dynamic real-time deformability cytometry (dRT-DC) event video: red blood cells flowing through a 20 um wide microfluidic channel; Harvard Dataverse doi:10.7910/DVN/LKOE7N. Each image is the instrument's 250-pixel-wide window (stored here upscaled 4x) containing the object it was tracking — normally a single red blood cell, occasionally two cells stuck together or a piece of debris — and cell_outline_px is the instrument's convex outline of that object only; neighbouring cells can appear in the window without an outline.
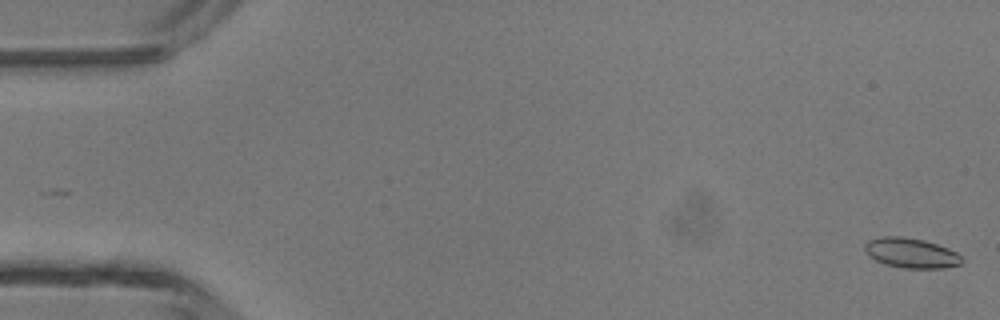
{"species": "common noctule bat (a hibernating species)", "species_latin": "Nyctalus noctula", "temperature_condition": "room temperature", "stored_images_in_passage": 48, "camera_frame_rate_fps": 3000, "um_per_image_px": 0.085, "animal": {"sex": "male", "body_mass_g": 13.3}, "frame": {"image": 1, "passage_image": 1, "time_ms": 0.0, "image_size_px": [1000, 320], "cell_outline_px": [[964, 260], [960, 264], [944, 268], [904, 268], [884, 264], [876, 260], [864, 248], [864, 244], [868, 240], [880, 236], [904, 236], [924, 240], [948, 248], [956, 252]], "centroid_in_image_um": [77.45, 21.49], "position_along_channel_um": 7.5, "area_um2": 16.88}}
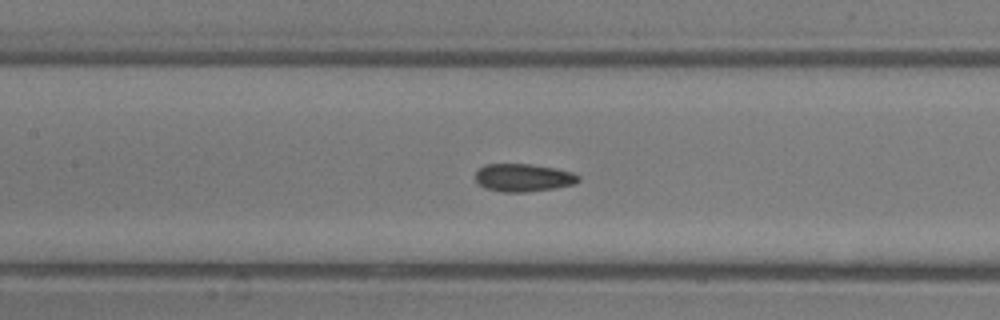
{"frame": {"image": 2, "passage_image": 22, "time_ms": 7.0, "image_size_px": [1000, 320], "cell_outline_px": [[580, 180], [576, 184], [556, 188], [528, 192], [500, 192], [484, 188], [476, 184], [476, 172], [484, 164], [528, 164], [556, 168], [572, 172], [580, 176]], "centroid_in_image_um": [44.48, 15.11], "position_along_channel_um": 162.9, "area_um2": 16.99}}
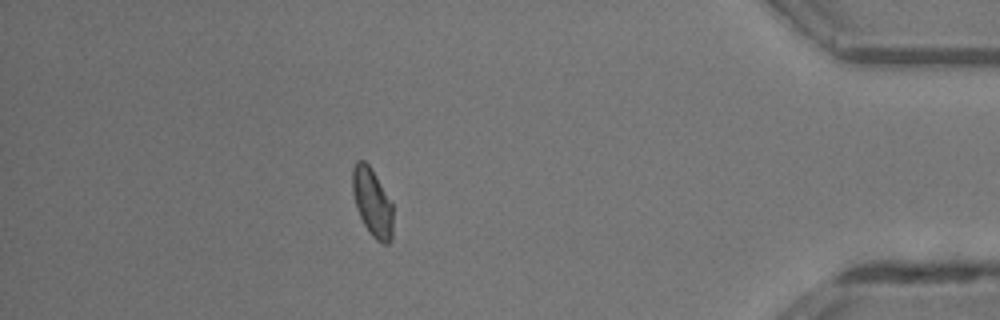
{"frame": {"image": 3, "passage_image": 42, "time_ms": 13.667, "image_size_px": [1000, 320], "cell_outline_px": [[392, 240], [388, 244], [384, 244], [376, 240], [368, 232], [356, 208], [352, 192], [352, 168], [356, 160], [364, 160], [368, 164], [392, 204]], "centroid_in_image_um": [31.62, 17.22], "position_along_channel_um": 403.6, "area_um2": 15.95}, "authors_computed_cell_mechanics": {"area_um2": 16.7042, "velocity_mm_per_s": 4.3325, "shape_relaxation_time_tau1_ms": 4.3131, "shape_relaxation_time_tau2_ms": 1.7041, "deformation_change_tau1": 0.1081, "deformation_change_tau2": 0.0755}}